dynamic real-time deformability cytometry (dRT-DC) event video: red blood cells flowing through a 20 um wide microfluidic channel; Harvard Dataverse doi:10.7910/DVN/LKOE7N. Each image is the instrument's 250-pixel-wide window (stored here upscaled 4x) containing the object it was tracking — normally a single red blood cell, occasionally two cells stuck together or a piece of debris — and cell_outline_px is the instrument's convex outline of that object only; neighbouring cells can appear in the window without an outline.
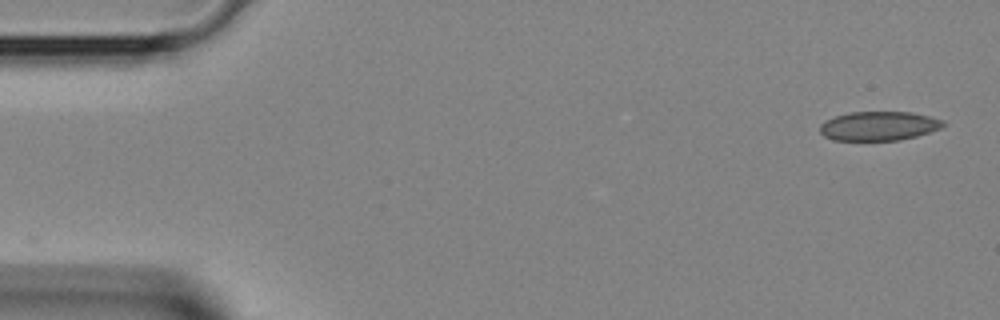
{"species": "Egyptian fruit bat (a non-hibernating species)", "species_latin": "Rousettus aegyptiacus", "temperature_condition": "room temperature", "stored_images_in_passage": 3, "camera_frame_rate_fps": 3000, "um_per_image_px": 0.085, "animal": {"sex": "female"}, "frame": {"image": 1, "passage_image": 3, "time_ms": 0.667, "image_size_px": [1000, 320], "cell_outline_px": [[944, 124], [940, 128], [916, 136], [900, 140], [832, 140], [824, 136], [820, 132], [820, 124], [824, 120], [848, 112], [912, 112], [944, 120]], "centroid_in_image_um": [74.66, 10.7], "position_along_channel_um": 10.3, "area_um2": 20.87}}